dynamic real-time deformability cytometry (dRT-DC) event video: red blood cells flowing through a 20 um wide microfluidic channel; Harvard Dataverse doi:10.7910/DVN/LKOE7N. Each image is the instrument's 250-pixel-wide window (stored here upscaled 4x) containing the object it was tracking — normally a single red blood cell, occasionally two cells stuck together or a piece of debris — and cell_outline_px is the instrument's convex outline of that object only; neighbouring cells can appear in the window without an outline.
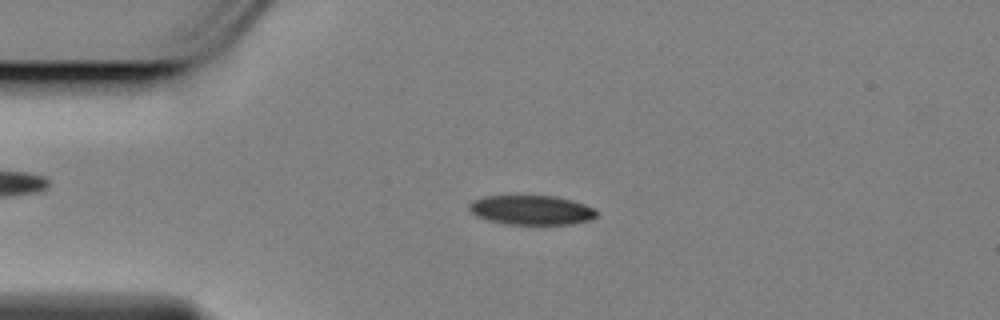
{"species": "Egyptian fruit bat (a non-hibernating species)", "species_latin": "Rousettus aegyptiacus", "temperature_condition": "cold", "stored_images_in_passage": 56, "camera_frame_rate_fps": 3000, "um_per_image_px": 0.085, "animal": {"sex": "female"}, "frame": {"image": 1, "passage_image": 12, "time_ms": 3.667, "image_size_px": [1000, 320], "cell_outline_px": [[596, 216], [588, 220], [572, 224], [508, 224], [488, 220], [476, 216], [468, 208], [468, 204], [472, 200], [484, 196], [556, 196], [572, 200], [584, 204], [592, 208], [596, 212]], "centroid_in_image_um": [45.13, 17.85], "position_along_channel_um": 39.9, "area_um2": 21.73}}
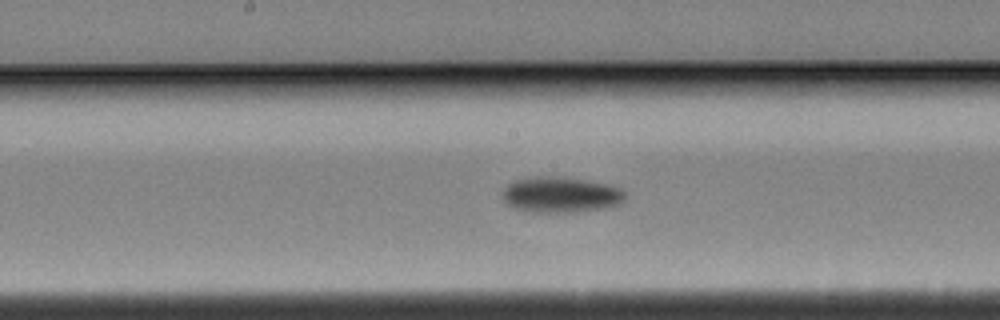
{"frame": {"image": 2, "passage_image": 28, "time_ms": 9.0, "image_size_px": [1000, 320], "cell_outline_px": [[624, 200], [620, 204], [608, 208], [576, 212], [532, 212], [512, 208], [504, 200], [500, 192], [508, 184], [516, 180], [536, 176], [548, 176], [584, 180], [608, 184], [620, 188], [624, 192]], "centroid_in_image_um": [47.64, 16.57], "position_along_channel_um": 200.6, "area_um2": 25.61}}
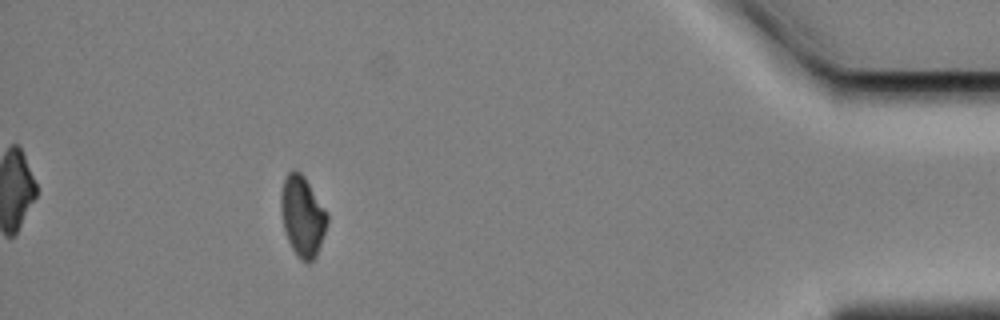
{"frame": {"image": 3, "passage_image": 51, "time_ms": 16.667, "image_size_px": [1000, 320], "cell_outline_px": [[328, 224], [316, 256], [308, 264], [300, 260], [296, 256], [288, 240], [284, 228], [280, 204], [280, 200], [284, 180], [288, 172], [292, 168], [300, 172], [304, 176], [328, 212]], "centroid_in_image_um": [25.73, 18.38], "position_along_channel_um": 409.5, "area_um2": 21.79}, "authors_computed_cell_mechanics": {"area_um2": 23.1778, "velocity_mm_per_s": 3.4561, "shape_relaxation_time_tau1_ms": 3.2488, "shape_relaxation_time_tau2_ms": null, "deformation_change_tau1": 0.1182, "deformation_change_tau2": null}}